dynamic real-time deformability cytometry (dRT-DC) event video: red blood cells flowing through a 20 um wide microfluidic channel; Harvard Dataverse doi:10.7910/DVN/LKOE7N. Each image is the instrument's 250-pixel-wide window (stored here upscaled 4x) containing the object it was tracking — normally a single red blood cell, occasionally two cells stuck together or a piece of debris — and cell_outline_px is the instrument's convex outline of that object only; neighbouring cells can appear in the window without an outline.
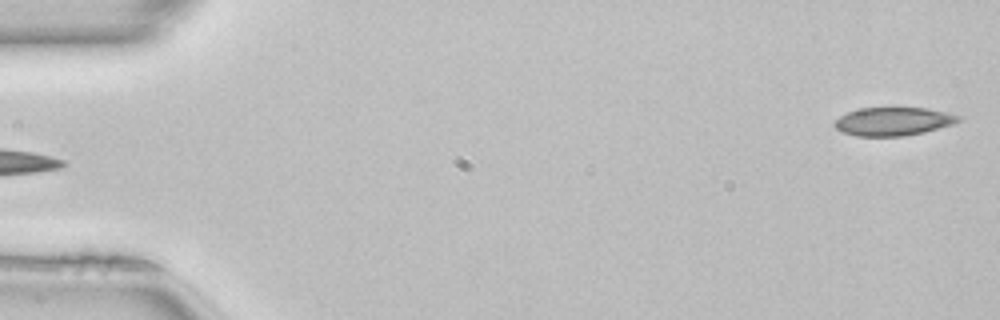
{"species": "common noctule bat (a hibernating species)", "species_latin": "Nyctalus noctula", "temperature_condition": "room temperature", "stored_images_in_passage": 49, "camera_frame_rate_fps": 3000, "um_per_image_px": 0.085, "animal": {"sex": "female", "body_mass_g": 22.7, "forearm_length_mm": 54.2}, "frame": {"image": 1, "passage_image": 1, "time_ms": 0.0, "image_size_px": [1000, 320], "cell_outline_px": [[960, 120], [952, 124], [924, 132], [900, 136], [856, 136], [840, 132], [832, 124], [840, 116], [848, 112], [860, 108], [928, 108], [960, 116]], "centroid_in_image_um": [75.87, 10.32], "position_along_channel_um": 9.1, "area_um2": 20.29}}
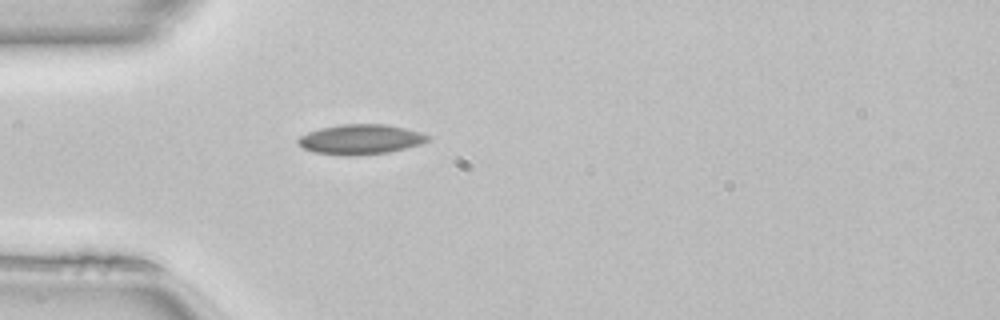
{"frame": {"image": 2, "passage_image": 14, "time_ms": 4.333, "image_size_px": [1000, 320], "cell_outline_px": [[432, 136], [428, 140], [420, 144], [388, 152], [356, 156], [344, 156], [312, 152], [296, 144], [296, 140], [300, 136], [308, 132], [320, 128], [340, 124], [388, 124], [420, 132]], "centroid_in_image_um": [30.61, 11.85], "position_along_channel_um": 54.4, "area_um2": 22.83}}
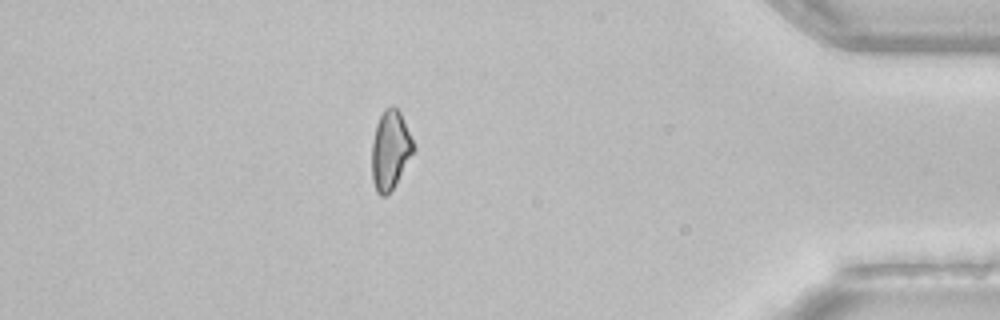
{"frame": {"image": 3, "passage_image": 43, "time_ms": 14.0, "image_size_px": [1000, 320], "cell_outline_px": [[416, 148], [392, 192], [384, 196], [380, 196], [376, 192], [372, 180], [372, 140], [376, 124], [384, 108], [392, 104], [400, 112]], "centroid_in_image_um": [33.17, 12.78], "position_along_channel_um": 402.0, "area_um2": 19.42}, "authors_computed_cell_mechanics": {"area_um2": 20.6924, "velocity_mm_per_s": 4.119, "shape_relaxation_time_tau1_ms": null, "shape_relaxation_time_tau2_ms": 10.5205, "deformation_change_tau1": null, "deformation_change_tau2": 0.1956}}